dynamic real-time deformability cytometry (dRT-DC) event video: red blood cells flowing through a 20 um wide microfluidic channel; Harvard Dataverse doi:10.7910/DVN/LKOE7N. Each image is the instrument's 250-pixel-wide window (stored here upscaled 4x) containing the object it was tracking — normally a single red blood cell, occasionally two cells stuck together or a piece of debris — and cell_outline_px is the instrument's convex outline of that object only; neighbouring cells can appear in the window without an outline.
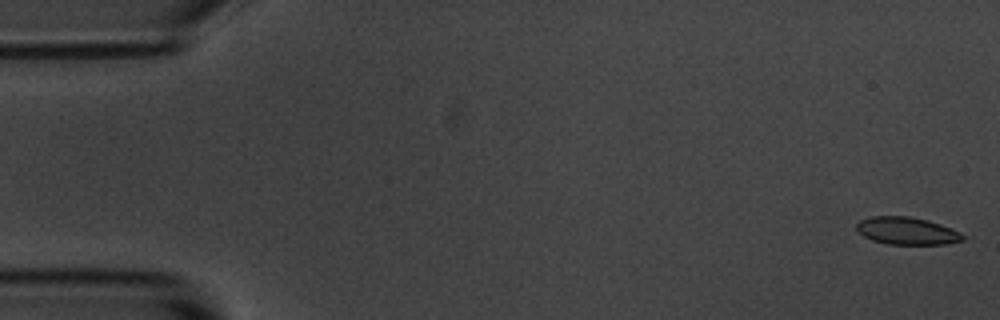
{"species": "common noctule bat (a hibernating species)", "species_latin": "Nyctalus noctula", "temperature_condition": "room temperature", "stored_images_in_passage": 56, "camera_frame_rate_fps": 3000, "um_per_image_px": 0.085, "animal": {"sex": "male", "body_mass_g": 20.1, "forearm_length_mm": 53.5}, "frame": {"image": 1, "passage_image": 1, "time_ms": 0.0, "image_size_px": [1000, 320], "cell_outline_px": [[964, 240], [948, 244], [888, 244], [872, 240], [864, 236], [856, 228], [856, 224], [860, 220], [872, 216], [908, 216], [928, 220], [940, 224], [960, 232], [964, 236]], "centroid_in_image_um": [77.09, 19.62], "position_along_channel_um": 7.9, "area_um2": 16.94}}
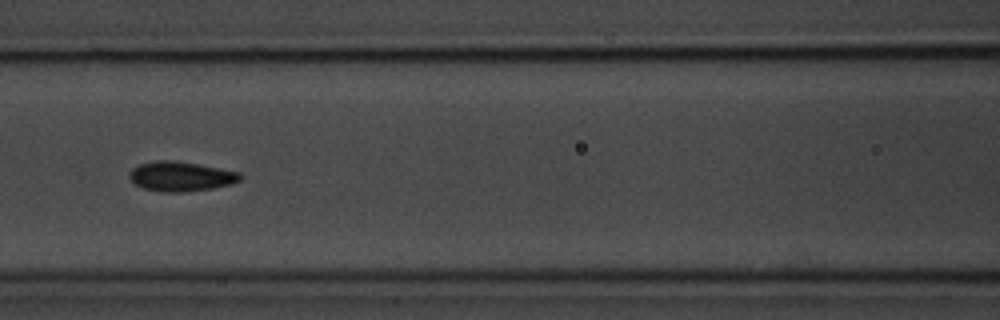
{"frame": {"image": 2, "passage_image": 24, "time_ms": 7.667, "image_size_px": [1000, 320], "cell_outline_px": [[244, 176], [240, 180], [232, 184], [212, 188], [184, 192], [160, 192], [144, 188], [136, 184], [128, 176], [132, 168], [140, 164], [156, 160], [176, 160], [220, 168], [240, 172]], "centroid_in_image_um": [15.4, 14.99], "position_along_channel_um": 151.2, "area_um2": 19.25}}
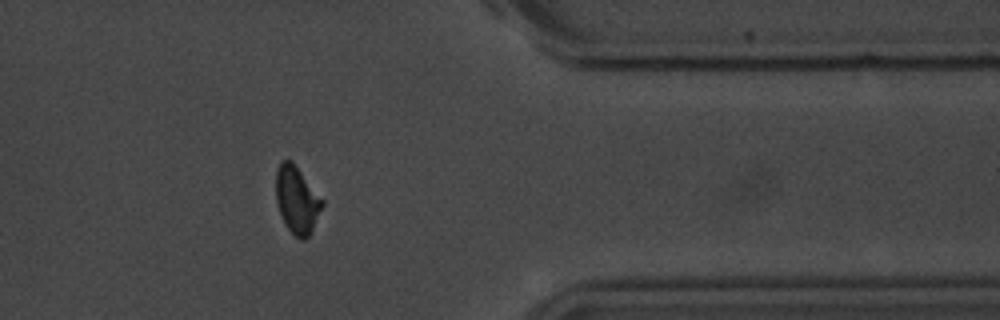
{"frame": {"image": 3, "passage_image": 45, "time_ms": 14.667, "image_size_px": [1000, 320], "cell_outline_px": [[324, 204], [308, 236], [304, 240], [300, 240], [288, 228], [280, 212], [276, 200], [276, 168], [280, 160], [292, 160], [324, 200]], "centroid_in_image_um": [25.23, 16.93], "position_along_channel_um": 386.2, "area_um2": 17.98}, "authors_computed_cell_mechanics": {"area_um2": 18.1492, "velocity_mm_per_s": 3.5977, "shape_relaxation_time_tau1_ms": 3.0641, "shape_relaxation_time_tau2_ms": 6.8367, "deformation_change_tau1": 0.0878, "deformation_change_tau2": 0.081}}